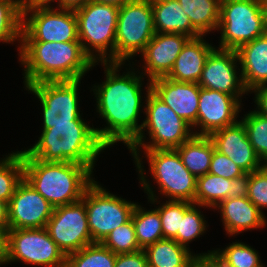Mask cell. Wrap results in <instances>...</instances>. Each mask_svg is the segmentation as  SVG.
<instances>
[{
  "label": "cell",
  "instance_id": "obj_47",
  "mask_svg": "<svg viewBox=\"0 0 267 267\" xmlns=\"http://www.w3.org/2000/svg\"><path fill=\"white\" fill-rule=\"evenodd\" d=\"M91 1H95L98 3H104V4H112V5H115L117 7H121L124 4L131 2V1H134V0H91Z\"/></svg>",
  "mask_w": 267,
  "mask_h": 267
},
{
  "label": "cell",
  "instance_id": "obj_13",
  "mask_svg": "<svg viewBox=\"0 0 267 267\" xmlns=\"http://www.w3.org/2000/svg\"><path fill=\"white\" fill-rule=\"evenodd\" d=\"M17 261L44 267H65L66 255L46 228L8 229L7 264Z\"/></svg>",
  "mask_w": 267,
  "mask_h": 267
},
{
  "label": "cell",
  "instance_id": "obj_38",
  "mask_svg": "<svg viewBox=\"0 0 267 267\" xmlns=\"http://www.w3.org/2000/svg\"><path fill=\"white\" fill-rule=\"evenodd\" d=\"M155 209L161 218L164 239H175L185 214V201H166Z\"/></svg>",
  "mask_w": 267,
  "mask_h": 267
},
{
  "label": "cell",
  "instance_id": "obj_17",
  "mask_svg": "<svg viewBox=\"0 0 267 267\" xmlns=\"http://www.w3.org/2000/svg\"><path fill=\"white\" fill-rule=\"evenodd\" d=\"M241 103L232 95L200 87L197 121L192 127L201 128L194 135L210 136L213 132L235 124Z\"/></svg>",
  "mask_w": 267,
  "mask_h": 267
},
{
  "label": "cell",
  "instance_id": "obj_20",
  "mask_svg": "<svg viewBox=\"0 0 267 267\" xmlns=\"http://www.w3.org/2000/svg\"><path fill=\"white\" fill-rule=\"evenodd\" d=\"M151 91L179 117L193 126L197 121L200 86L198 83L180 82L166 77L156 78Z\"/></svg>",
  "mask_w": 267,
  "mask_h": 267
},
{
  "label": "cell",
  "instance_id": "obj_4",
  "mask_svg": "<svg viewBox=\"0 0 267 267\" xmlns=\"http://www.w3.org/2000/svg\"><path fill=\"white\" fill-rule=\"evenodd\" d=\"M24 178L52 206L68 205L82 200L87 187L94 181L95 166L73 162H45L23 151Z\"/></svg>",
  "mask_w": 267,
  "mask_h": 267
},
{
  "label": "cell",
  "instance_id": "obj_15",
  "mask_svg": "<svg viewBox=\"0 0 267 267\" xmlns=\"http://www.w3.org/2000/svg\"><path fill=\"white\" fill-rule=\"evenodd\" d=\"M52 206L23 178L8 203V229L46 228Z\"/></svg>",
  "mask_w": 267,
  "mask_h": 267
},
{
  "label": "cell",
  "instance_id": "obj_3",
  "mask_svg": "<svg viewBox=\"0 0 267 267\" xmlns=\"http://www.w3.org/2000/svg\"><path fill=\"white\" fill-rule=\"evenodd\" d=\"M147 97L145 98L146 106H144V113L146 118L143 120V126L139 136L128 146V149L134 157L136 169L140 175V184L144 188V192L148 194V201L151 204H157V197L151 187L149 181L147 182L146 175H144V166L142 165V158L139 156L140 148L144 150L153 149H176L185 141L194 135L192 131L194 128L188 124L184 119L179 117L168 105L160 100L152 91L151 83L148 81ZM149 133L150 142L145 143V131ZM152 140V141H151ZM150 143V144H148Z\"/></svg>",
  "mask_w": 267,
  "mask_h": 267
},
{
  "label": "cell",
  "instance_id": "obj_18",
  "mask_svg": "<svg viewBox=\"0 0 267 267\" xmlns=\"http://www.w3.org/2000/svg\"><path fill=\"white\" fill-rule=\"evenodd\" d=\"M189 39L181 33H155L141 53L145 64L141 74L147 75L149 81L166 77Z\"/></svg>",
  "mask_w": 267,
  "mask_h": 267
},
{
  "label": "cell",
  "instance_id": "obj_10",
  "mask_svg": "<svg viewBox=\"0 0 267 267\" xmlns=\"http://www.w3.org/2000/svg\"><path fill=\"white\" fill-rule=\"evenodd\" d=\"M144 154L161 195L168 201L194 203L197 178L184 166L176 149L144 150Z\"/></svg>",
  "mask_w": 267,
  "mask_h": 267
},
{
  "label": "cell",
  "instance_id": "obj_46",
  "mask_svg": "<svg viewBox=\"0 0 267 267\" xmlns=\"http://www.w3.org/2000/svg\"><path fill=\"white\" fill-rule=\"evenodd\" d=\"M0 227L8 230V202L0 199Z\"/></svg>",
  "mask_w": 267,
  "mask_h": 267
},
{
  "label": "cell",
  "instance_id": "obj_9",
  "mask_svg": "<svg viewBox=\"0 0 267 267\" xmlns=\"http://www.w3.org/2000/svg\"><path fill=\"white\" fill-rule=\"evenodd\" d=\"M82 201L93 242H102L111 231L128 222L137 204L111 194L95 180L87 187Z\"/></svg>",
  "mask_w": 267,
  "mask_h": 267
},
{
  "label": "cell",
  "instance_id": "obj_34",
  "mask_svg": "<svg viewBox=\"0 0 267 267\" xmlns=\"http://www.w3.org/2000/svg\"><path fill=\"white\" fill-rule=\"evenodd\" d=\"M240 121L256 155L267 165V116L254 110L244 115Z\"/></svg>",
  "mask_w": 267,
  "mask_h": 267
},
{
  "label": "cell",
  "instance_id": "obj_16",
  "mask_svg": "<svg viewBox=\"0 0 267 267\" xmlns=\"http://www.w3.org/2000/svg\"><path fill=\"white\" fill-rule=\"evenodd\" d=\"M237 62L236 50L215 47L206 59L198 85L232 95L241 103L242 95L248 91L243 85L241 73L236 71Z\"/></svg>",
  "mask_w": 267,
  "mask_h": 267
},
{
  "label": "cell",
  "instance_id": "obj_23",
  "mask_svg": "<svg viewBox=\"0 0 267 267\" xmlns=\"http://www.w3.org/2000/svg\"><path fill=\"white\" fill-rule=\"evenodd\" d=\"M204 36L190 38L182 47L172 70L166 76L180 82L198 83L206 59L215 48L203 39Z\"/></svg>",
  "mask_w": 267,
  "mask_h": 267
},
{
  "label": "cell",
  "instance_id": "obj_35",
  "mask_svg": "<svg viewBox=\"0 0 267 267\" xmlns=\"http://www.w3.org/2000/svg\"><path fill=\"white\" fill-rule=\"evenodd\" d=\"M214 252L231 267H265L258 251L243 242H232L223 250Z\"/></svg>",
  "mask_w": 267,
  "mask_h": 267
},
{
  "label": "cell",
  "instance_id": "obj_22",
  "mask_svg": "<svg viewBox=\"0 0 267 267\" xmlns=\"http://www.w3.org/2000/svg\"><path fill=\"white\" fill-rule=\"evenodd\" d=\"M245 89L267 84V32L236 50Z\"/></svg>",
  "mask_w": 267,
  "mask_h": 267
},
{
  "label": "cell",
  "instance_id": "obj_2",
  "mask_svg": "<svg viewBox=\"0 0 267 267\" xmlns=\"http://www.w3.org/2000/svg\"><path fill=\"white\" fill-rule=\"evenodd\" d=\"M19 61L24 66V85L40 81L82 80L96 65L79 41H20Z\"/></svg>",
  "mask_w": 267,
  "mask_h": 267
},
{
  "label": "cell",
  "instance_id": "obj_6",
  "mask_svg": "<svg viewBox=\"0 0 267 267\" xmlns=\"http://www.w3.org/2000/svg\"><path fill=\"white\" fill-rule=\"evenodd\" d=\"M74 11L79 42L85 54L93 63H114L119 7L90 0Z\"/></svg>",
  "mask_w": 267,
  "mask_h": 267
},
{
  "label": "cell",
  "instance_id": "obj_30",
  "mask_svg": "<svg viewBox=\"0 0 267 267\" xmlns=\"http://www.w3.org/2000/svg\"><path fill=\"white\" fill-rule=\"evenodd\" d=\"M116 255L101 242H94L66 255L65 267H114Z\"/></svg>",
  "mask_w": 267,
  "mask_h": 267
},
{
  "label": "cell",
  "instance_id": "obj_36",
  "mask_svg": "<svg viewBox=\"0 0 267 267\" xmlns=\"http://www.w3.org/2000/svg\"><path fill=\"white\" fill-rule=\"evenodd\" d=\"M115 254L140 251L132 219L111 231L101 242Z\"/></svg>",
  "mask_w": 267,
  "mask_h": 267
},
{
  "label": "cell",
  "instance_id": "obj_8",
  "mask_svg": "<svg viewBox=\"0 0 267 267\" xmlns=\"http://www.w3.org/2000/svg\"><path fill=\"white\" fill-rule=\"evenodd\" d=\"M155 33L151 0H134L119 7L114 63L125 64L141 54Z\"/></svg>",
  "mask_w": 267,
  "mask_h": 267
},
{
  "label": "cell",
  "instance_id": "obj_33",
  "mask_svg": "<svg viewBox=\"0 0 267 267\" xmlns=\"http://www.w3.org/2000/svg\"><path fill=\"white\" fill-rule=\"evenodd\" d=\"M196 208L195 203L185 201V214L181 219L180 229H178L177 237L174 239L181 246L189 249L188 243L203 235L206 232V220L201 214L199 204Z\"/></svg>",
  "mask_w": 267,
  "mask_h": 267
},
{
  "label": "cell",
  "instance_id": "obj_28",
  "mask_svg": "<svg viewBox=\"0 0 267 267\" xmlns=\"http://www.w3.org/2000/svg\"><path fill=\"white\" fill-rule=\"evenodd\" d=\"M192 26L202 35L219 25L221 0H178Z\"/></svg>",
  "mask_w": 267,
  "mask_h": 267
},
{
  "label": "cell",
  "instance_id": "obj_12",
  "mask_svg": "<svg viewBox=\"0 0 267 267\" xmlns=\"http://www.w3.org/2000/svg\"><path fill=\"white\" fill-rule=\"evenodd\" d=\"M21 41H79L75 11L53 6L22 10Z\"/></svg>",
  "mask_w": 267,
  "mask_h": 267
},
{
  "label": "cell",
  "instance_id": "obj_26",
  "mask_svg": "<svg viewBox=\"0 0 267 267\" xmlns=\"http://www.w3.org/2000/svg\"><path fill=\"white\" fill-rule=\"evenodd\" d=\"M149 267H197L198 257L174 239H162L146 247Z\"/></svg>",
  "mask_w": 267,
  "mask_h": 267
},
{
  "label": "cell",
  "instance_id": "obj_40",
  "mask_svg": "<svg viewBox=\"0 0 267 267\" xmlns=\"http://www.w3.org/2000/svg\"><path fill=\"white\" fill-rule=\"evenodd\" d=\"M114 267H149L144 250L117 254Z\"/></svg>",
  "mask_w": 267,
  "mask_h": 267
},
{
  "label": "cell",
  "instance_id": "obj_37",
  "mask_svg": "<svg viewBox=\"0 0 267 267\" xmlns=\"http://www.w3.org/2000/svg\"><path fill=\"white\" fill-rule=\"evenodd\" d=\"M243 193L261 212L267 208V165L246 174Z\"/></svg>",
  "mask_w": 267,
  "mask_h": 267
},
{
  "label": "cell",
  "instance_id": "obj_45",
  "mask_svg": "<svg viewBox=\"0 0 267 267\" xmlns=\"http://www.w3.org/2000/svg\"><path fill=\"white\" fill-rule=\"evenodd\" d=\"M57 6L62 9H72L75 10L82 7L90 0H58Z\"/></svg>",
  "mask_w": 267,
  "mask_h": 267
},
{
  "label": "cell",
  "instance_id": "obj_44",
  "mask_svg": "<svg viewBox=\"0 0 267 267\" xmlns=\"http://www.w3.org/2000/svg\"><path fill=\"white\" fill-rule=\"evenodd\" d=\"M54 1L58 0H20V4H21V9L24 10L33 7H49L51 3Z\"/></svg>",
  "mask_w": 267,
  "mask_h": 267
},
{
  "label": "cell",
  "instance_id": "obj_7",
  "mask_svg": "<svg viewBox=\"0 0 267 267\" xmlns=\"http://www.w3.org/2000/svg\"><path fill=\"white\" fill-rule=\"evenodd\" d=\"M218 48L237 50L267 32L261 0H221Z\"/></svg>",
  "mask_w": 267,
  "mask_h": 267
},
{
  "label": "cell",
  "instance_id": "obj_31",
  "mask_svg": "<svg viewBox=\"0 0 267 267\" xmlns=\"http://www.w3.org/2000/svg\"><path fill=\"white\" fill-rule=\"evenodd\" d=\"M24 178L23 151L12 152L0 160V199L9 203Z\"/></svg>",
  "mask_w": 267,
  "mask_h": 267
},
{
  "label": "cell",
  "instance_id": "obj_1",
  "mask_svg": "<svg viewBox=\"0 0 267 267\" xmlns=\"http://www.w3.org/2000/svg\"><path fill=\"white\" fill-rule=\"evenodd\" d=\"M105 66V81L94 85L97 112L106 121L104 128H94L97 138L109 148L117 142L128 147L140 134L143 122L138 124L142 111V80L132 69L120 75L118 70L123 63H101Z\"/></svg>",
  "mask_w": 267,
  "mask_h": 267
},
{
  "label": "cell",
  "instance_id": "obj_21",
  "mask_svg": "<svg viewBox=\"0 0 267 267\" xmlns=\"http://www.w3.org/2000/svg\"><path fill=\"white\" fill-rule=\"evenodd\" d=\"M220 210L224 229L233 236L250 229L263 228L267 224L261 212L244 194L222 200L215 209Z\"/></svg>",
  "mask_w": 267,
  "mask_h": 267
},
{
  "label": "cell",
  "instance_id": "obj_29",
  "mask_svg": "<svg viewBox=\"0 0 267 267\" xmlns=\"http://www.w3.org/2000/svg\"><path fill=\"white\" fill-rule=\"evenodd\" d=\"M143 208L136 204L131 216L141 250L164 239L159 212L156 209L150 211Z\"/></svg>",
  "mask_w": 267,
  "mask_h": 267
},
{
  "label": "cell",
  "instance_id": "obj_5",
  "mask_svg": "<svg viewBox=\"0 0 267 267\" xmlns=\"http://www.w3.org/2000/svg\"><path fill=\"white\" fill-rule=\"evenodd\" d=\"M106 147L97 138L89 123L49 124L31 148L24 150L30 157L45 162H73L94 166Z\"/></svg>",
  "mask_w": 267,
  "mask_h": 267
},
{
  "label": "cell",
  "instance_id": "obj_41",
  "mask_svg": "<svg viewBox=\"0 0 267 267\" xmlns=\"http://www.w3.org/2000/svg\"><path fill=\"white\" fill-rule=\"evenodd\" d=\"M198 257V267H231L223 259H221L214 250L207 253L196 254Z\"/></svg>",
  "mask_w": 267,
  "mask_h": 267
},
{
  "label": "cell",
  "instance_id": "obj_42",
  "mask_svg": "<svg viewBox=\"0 0 267 267\" xmlns=\"http://www.w3.org/2000/svg\"><path fill=\"white\" fill-rule=\"evenodd\" d=\"M251 92L255 93L254 102L257 105L256 111L267 116V84L260 85Z\"/></svg>",
  "mask_w": 267,
  "mask_h": 267
},
{
  "label": "cell",
  "instance_id": "obj_14",
  "mask_svg": "<svg viewBox=\"0 0 267 267\" xmlns=\"http://www.w3.org/2000/svg\"><path fill=\"white\" fill-rule=\"evenodd\" d=\"M46 229L65 255L94 243L88 227L85 203L82 200L55 207Z\"/></svg>",
  "mask_w": 267,
  "mask_h": 267
},
{
  "label": "cell",
  "instance_id": "obj_32",
  "mask_svg": "<svg viewBox=\"0 0 267 267\" xmlns=\"http://www.w3.org/2000/svg\"><path fill=\"white\" fill-rule=\"evenodd\" d=\"M22 9L20 0H0V42L21 41Z\"/></svg>",
  "mask_w": 267,
  "mask_h": 267
},
{
  "label": "cell",
  "instance_id": "obj_39",
  "mask_svg": "<svg viewBox=\"0 0 267 267\" xmlns=\"http://www.w3.org/2000/svg\"><path fill=\"white\" fill-rule=\"evenodd\" d=\"M230 180L245 179L246 173L226 155L213 151L209 172Z\"/></svg>",
  "mask_w": 267,
  "mask_h": 267
},
{
  "label": "cell",
  "instance_id": "obj_24",
  "mask_svg": "<svg viewBox=\"0 0 267 267\" xmlns=\"http://www.w3.org/2000/svg\"><path fill=\"white\" fill-rule=\"evenodd\" d=\"M156 33H181L190 38L202 36L191 24L178 0H151Z\"/></svg>",
  "mask_w": 267,
  "mask_h": 267
},
{
  "label": "cell",
  "instance_id": "obj_48",
  "mask_svg": "<svg viewBox=\"0 0 267 267\" xmlns=\"http://www.w3.org/2000/svg\"><path fill=\"white\" fill-rule=\"evenodd\" d=\"M263 13L267 22V0H261Z\"/></svg>",
  "mask_w": 267,
  "mask_h": 267
},
{
  "label": "cell",
  "instance_id": "obj_11",
  "mask_svg": "<svg viewBox=\"0 0 267 267\" xmlns=\"http://www.w3.org/2000/svg\"><path fill=\"white\" fill-rule=\"evenodd\" d=\"M80 81H40L25 86L41 102L43 130L49 129V124L85 123L78 105Z\"/></svg>",
  "mask_w": 267,
  "mask_h": 267
},
{
  "label": "cell",
  "instance_id": "obj_25",
  "mask_svg": "<svg viewBox=\"0 0 267 267\" xmlns=\"http://www.w3.org/2000/svg\"><path fill=\"white\" fill-rule=\"evenodd\" d=\"M243 182L244 179L230 180L210 173L199 176L194 203L215 209L222 200L238 197L243 193Z\"/></svg>",
  "mask_w": 267,
  "mask_h": 267
},
{
  "label": "cell",
  "instance_id": "obj_19",
  "mask_svg": "<svg viewBox=\"0 0 267 267\" xmlns=\"http://www.w3.org/2000/svg\"><path fill=\"white\" fill-rule=\"evenodd\" d=\"M209 137L215 149L231 159L246 174L257 171L265 165L256 155L240 120L213 132Z\"/></svg>",
  "mask_w": 267,
  "mask_h": 267
},
{
  "label": "cell",
  "instance_id": "obj_43",
  "mask_svg": "<svg viewBox=\"0 0 267 267\" xmlns=\"http://www.w3.org/2000/svg\"><path fill=\"white\" fill-rule=\"evenodd\" d=\"M8 230L0 227V266L7 264Z\"/></svg>",
  "mask_w": 267,
  "mask_h": 267
},
{
  "label": "cell",
  "instance_id": "obj_27",
  "mask_svg": "<svg viewBox=\"0 0 267 267\" xmlns=\"http://www.w3.org/2000/svg\"><path fill=\"white\" fill-rule=\"evenodd\" d=\"M215 149L209 136L193 135L176 148L184 166L197 178L209 172Z\"/></svg>",
  "mask_w": 267,
  "mask_h": 267
}]
</instances>
